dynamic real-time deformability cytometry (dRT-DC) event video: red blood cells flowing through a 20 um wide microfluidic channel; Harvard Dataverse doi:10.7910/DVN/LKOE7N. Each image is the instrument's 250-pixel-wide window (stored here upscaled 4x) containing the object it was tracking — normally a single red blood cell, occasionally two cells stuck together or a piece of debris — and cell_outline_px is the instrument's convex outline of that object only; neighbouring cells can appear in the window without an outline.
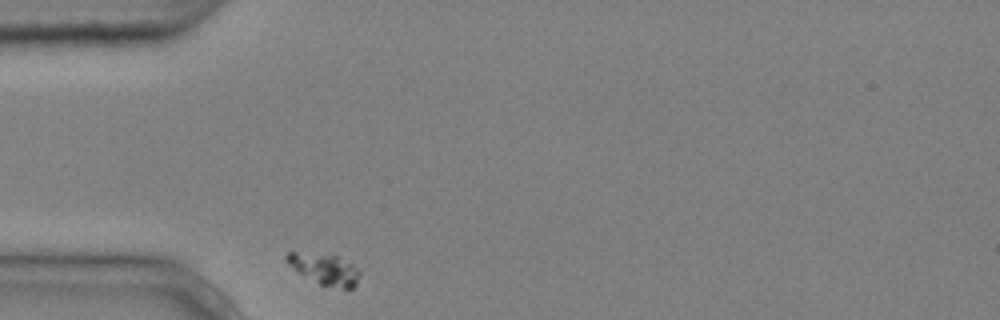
{"species": "common noctule bat (a hibernating species)", "species_latin": "Nyctalus noctula", "temperature_condition": "cold", "stored_images_in_passage": 1, "camera_frame_rate_fps": 3000, "um_per_image_px": 0.085, "animal": {"sex": "male", "body_mass_g": 20.4}, "frame": {"image": 1, "passage_image": 1, "time_ms": 0.0, "image_size_px": [1000, 320], "cell_outline_px": [[360, 272], [356, 284], [352, 288], [344, 288], [320, 284], [296, 272], [284, 260], [284, 256], [288, 252], [296, 252], [336, 256], [352, 264]], "centroid_in_image_um": [27.53, 22.87], "position_along_channel_um": 57.5, "area_um2": 12.95}}